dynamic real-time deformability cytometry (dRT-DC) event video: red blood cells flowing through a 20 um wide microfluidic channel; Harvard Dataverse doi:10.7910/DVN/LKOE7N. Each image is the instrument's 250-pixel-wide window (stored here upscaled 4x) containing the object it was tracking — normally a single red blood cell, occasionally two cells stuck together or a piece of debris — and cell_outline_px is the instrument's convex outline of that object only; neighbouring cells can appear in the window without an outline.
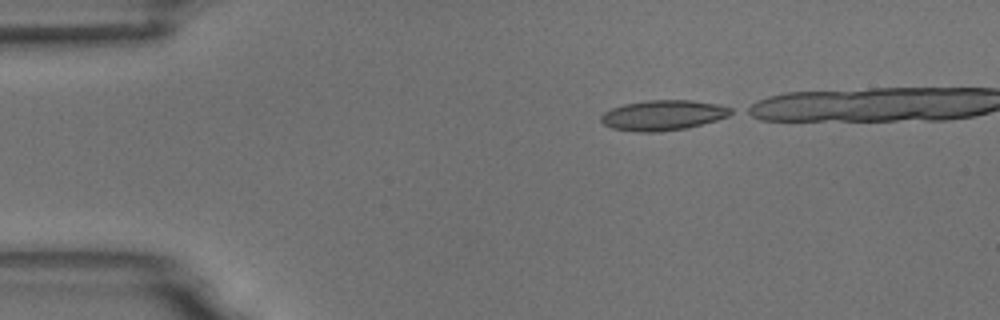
{"species": "common noctule bat (a hibernating species)", "species_latin": "Nyctalus noctula", "temperature_condition": "room temperature", "stored_images_in_passage": 22, "camera_frame_rate_fps": 3000, "um_per_image_px": 0.085, "animal": {"sex": "male", "body_mass_g": 18.8}, "frame": {"image": 1, "passage_image": 1, "time_ms": 0.0, "image_size_px": [1000, 320], "cell_outline_px": [[736, 112], [728, 116], [716, 120], [684, 128], [660, 132], [636, 132], [612, 128], [604, 124], [600, 120], [600, 116], [604, 112], [612, 108], [624, 104], [648, 100], [692, 100], [720, 104], [732, 108]], "centroid_in_image_um": [56.38, 9.79], "position_along_channel_um": 28.6, "area_um2": 22.95}}
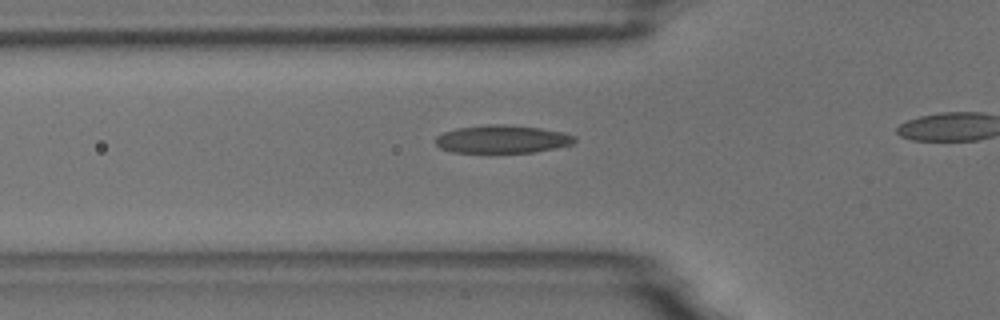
{"frame": {"image": 2, "passage_image": 10, "time_ms": 3.0, "image_size_px": [1000, 320], "cell_outline_px": [[576, 140], [572, 144], [556, 148], [532, 152], [452, 152], [440, 148], [432, 140], [436, 136], [444, 132], [456, 128], [488, 124], [504, 124], [540, 128], [564, 132], [576, 136]], "centroid_in_image_um": [42.67, 11.82], "position_along_channel_um": 83.1, "area_um2": 22.77}}
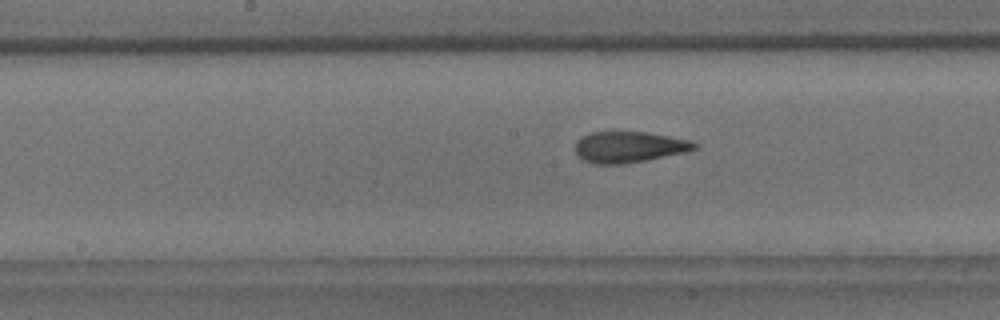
{"frame": {"image": 3, "passage_image": 19, "time_ms": 6.0, "image_size_px": [1000, 320], "cell_outline_px": [[696, 148], [684, 152], [648, 160], [620, 164], [596, 164], [584, 160], [576, 156], [576, 140], [580, 136], [592, 132], [644, 132], [692, 140], [696, 144]], "centroid_in_image_um": [53.42, 12.49], "position_along_channel_um": 194.8, "area_um2": 21.5}}